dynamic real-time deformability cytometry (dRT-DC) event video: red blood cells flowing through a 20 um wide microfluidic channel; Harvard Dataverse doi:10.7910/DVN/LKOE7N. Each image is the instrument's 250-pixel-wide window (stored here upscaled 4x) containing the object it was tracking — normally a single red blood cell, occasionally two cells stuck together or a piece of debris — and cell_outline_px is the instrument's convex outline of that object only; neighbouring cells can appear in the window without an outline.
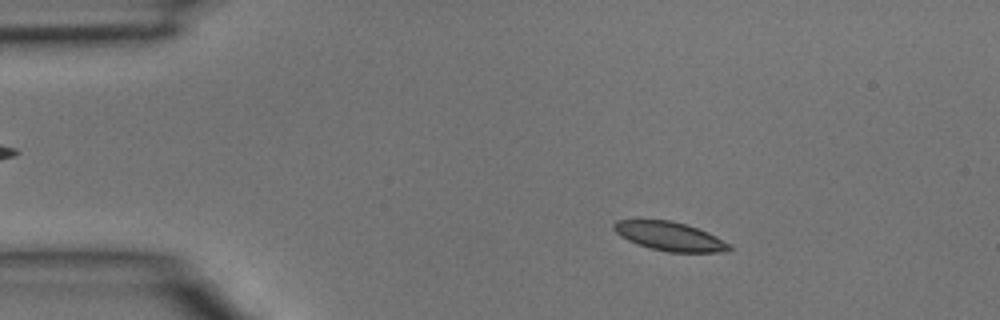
{"species": "common noctule bat (a hibernating species)", "species_latin": "Nyctalus noctula", "temperature_condition": "room temperature", "stored_images_in_passage": 4, "camera_frame_rate_fps": 3000, "um_per_image_px": 0.085, "animal": {"sex": "male", "body_mass_g": 15.6}, "frame": {"image": 1, "passage_image": 2, "time_ms": 0.333, "image_size_px": [1000, 320], "cell_outline_px": [[732, 248], [716, 252], [668, 252], [648, 248], [636, 244], [620, 236], [612, 228], [612, 224], [616, 220], [672, 220], [696, 228], [732, 244]], "centroid_in_image_um": [56.86, 20.09], "position_along_channel_um": 28.1, "area_um2": 19.25}}
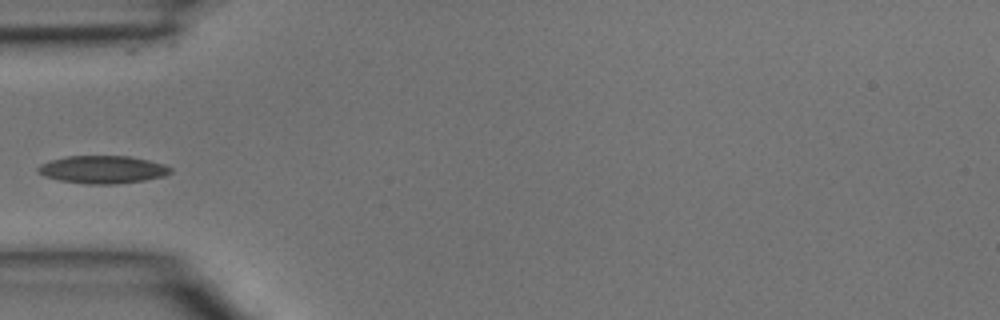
{"frame": {"image": 2, "passage_image": 4, "time_ms": 1.0, "image_size_px": [1000, 320], "cell_outline_px": [[172, 172], [164, 176], [144, 180], [116, 184], [88, 184], [60, 180], [44, 176], [36, 168], [40, 164], [64, 156], [128, 156], [148, 160], [164, 164], [172, 168]], "centroid_in_image_um": [8.74, 14.41], "position_along_channel_um": 76.3, "area_um2": 21.33}}